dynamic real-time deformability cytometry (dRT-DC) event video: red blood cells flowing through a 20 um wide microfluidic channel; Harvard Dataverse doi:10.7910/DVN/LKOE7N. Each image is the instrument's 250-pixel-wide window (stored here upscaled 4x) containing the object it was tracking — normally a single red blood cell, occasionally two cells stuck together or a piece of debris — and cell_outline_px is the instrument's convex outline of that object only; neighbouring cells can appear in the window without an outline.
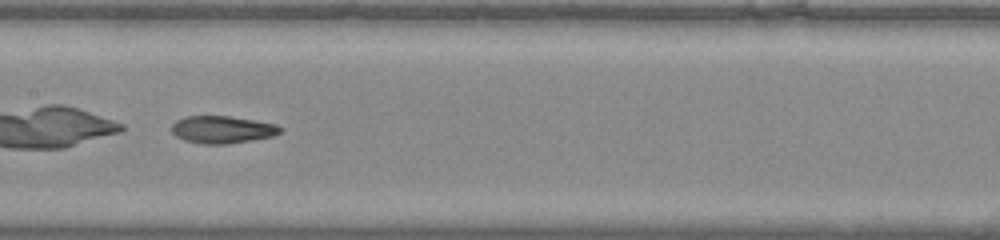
{"species": "common noctule bat (a hibernating species)", "species_latin": "Nyctalus noctula", "temperature_condition": "warm", "stored_images_in_passage": 30, "camera_frame_rate_fps": 3000, "um_per_image_px": 0.085, "animal": {"sex": "male", "body_mass_g": 20.0, "forearm_length_mm": 53.3}, "frame": {"image": 1, "passage_image": 13, "time_ms": 4.0, "image_size_px": [1000, 240], "cell_outline_px": [[284, 128], [280, 132], [272, 136], [252, 140], [228, 144], [204, 144], [184, 140], [176, 136], [172, 132], [172, 124], [176, 120], [184, 116], [228, 116], [276, 124]], "centroid_in_image_um": [18.88, 11.01], "position_along_channel_um": 188.5, "area_um2": 17.28}}